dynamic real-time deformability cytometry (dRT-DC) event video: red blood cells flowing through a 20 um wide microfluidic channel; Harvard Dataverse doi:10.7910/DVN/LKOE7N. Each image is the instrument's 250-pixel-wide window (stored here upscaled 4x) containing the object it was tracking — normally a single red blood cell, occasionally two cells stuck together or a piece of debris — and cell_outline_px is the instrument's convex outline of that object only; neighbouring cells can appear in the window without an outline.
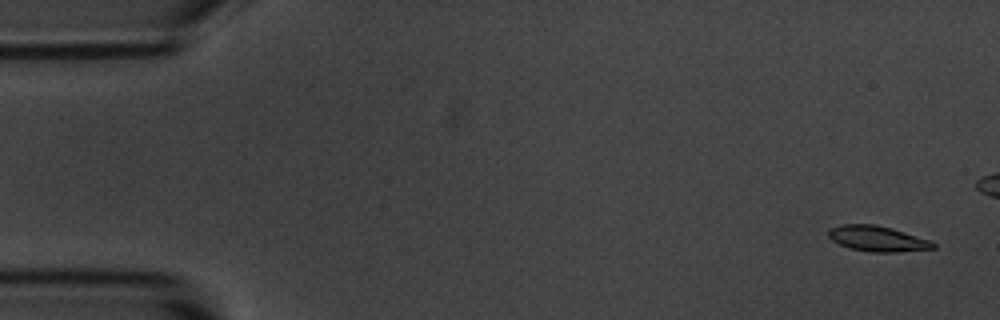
{"species": "common noctule bat (a hibernating species)", "species_latin": "Nyctalus noctula", "temperature_condition": "room temperature", "stored_images_in_passage": 6, "camera_frame_rate_fps": 3000, "um_per_image_px": 0.085, "animal": {"sex": "male", "body_mass_g": 20.1, "forearm_length_mm": 53.5}, "frame": {"image": 1, "passage_image": 1, "time_ms": 0.0, "image_size_px": [1000, 320], "cell_outline_px": [[936, 248], [896, 252], [868, 252], [848, 248], [832, 240], [828, 236], [828, 228], [840, 224], [876, 224], [892, 228], [932, 240], [936, 244]], "centroid_in_image_um": [74.58, 20.28], "position_along_channel_um": 10.4, "area_um2": 15.84}}